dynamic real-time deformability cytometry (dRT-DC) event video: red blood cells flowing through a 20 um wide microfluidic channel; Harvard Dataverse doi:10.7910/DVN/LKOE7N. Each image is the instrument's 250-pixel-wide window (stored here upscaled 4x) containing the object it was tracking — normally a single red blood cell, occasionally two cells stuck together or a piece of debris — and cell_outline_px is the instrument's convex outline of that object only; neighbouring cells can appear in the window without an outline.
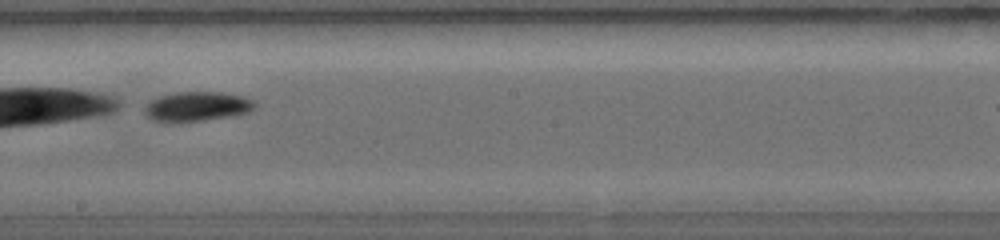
{"species": "common noctule bat (a hibernating species)", "species_latin": "Nyctalus noctula", "temperature_condition": "warm", "stored_images_in_passage": 13, "camera_frame_rate_fps": 5000, "um_per_image_px": 0.085, "animal": {"sex": "female", "body_mass_g": 19.0, "forearm_length_mm": 56.7}, "frame": {"image": 1, "passage_image": 11, "time_ms": 3.6, "image_size_px": [1000, 240], "cell_outline_px": [[256, 108], [248, 112], [232, 116], [204, 120], [168, 124], [152, 120], [144, 112], [144, 108], [152, 100], [160, 96], [180, 92], [220, 92], [244, 96], [252, 100], [256, 104]], "centroid_in_image_um": [16.74, 9.07], "position_along_channel_um": 231.5, "area_um2": 19.19}}